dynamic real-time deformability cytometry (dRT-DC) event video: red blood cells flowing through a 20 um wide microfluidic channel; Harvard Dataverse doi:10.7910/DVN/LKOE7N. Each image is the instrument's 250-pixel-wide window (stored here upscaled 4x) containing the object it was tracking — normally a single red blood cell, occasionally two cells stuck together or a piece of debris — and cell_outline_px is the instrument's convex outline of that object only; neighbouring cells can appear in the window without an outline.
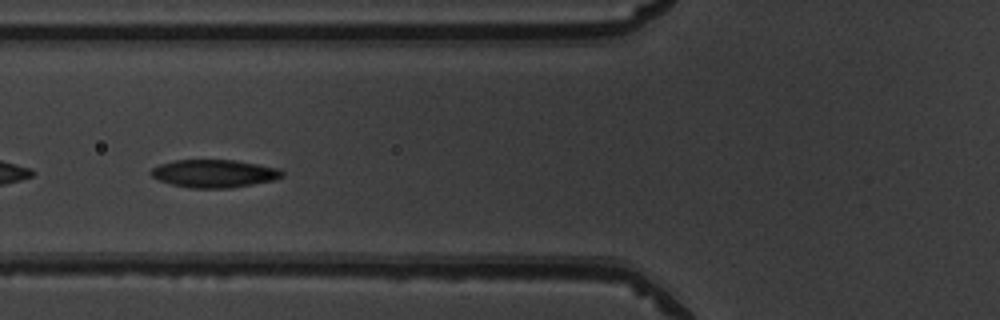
{"species": "common noctule bat (a hibernating species)", "species_latin": "Nyctalus noctula", "temperature_condition": "warm", "stored_images_in_passage": 38, "camera_frame_rate_fps": 3000, "um_per_image_px": 0.085, "animal": {"sex": "male", "body_mass_g": 19.5, "forearm_length_mm": 54.6}, "frame": {"image": 1, "passage_image": 6, "time_ms": 1.667, "image_size_px": [1000, 320], "cell_outline_px": [[284, 176], [276, 180], [232, 188], [192, 188], [172, 184], [160, 180], [152, 176], [148, 172], [152, 168], [160, 164], [176, 160], [236, 160], [280, 168], [284, 172]], "centroid_in_image_um": [18.26, 14.75], "position_along_channel_um": 107.5, "area_um2": 21.44}}
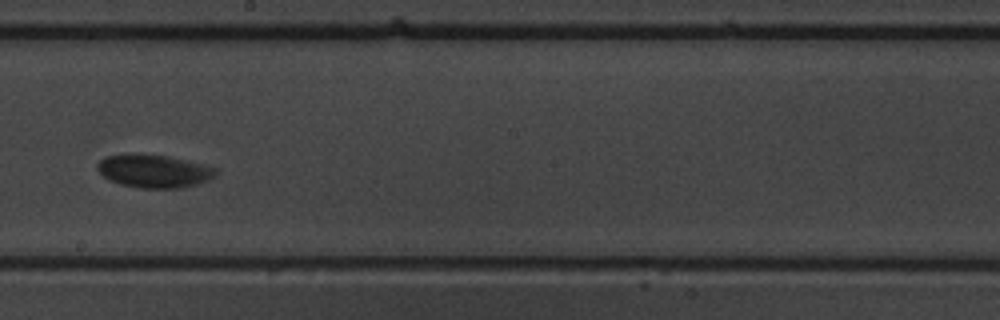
{"frame": {"image": 2, "passage_image": 16, "time_ms": 5.0, "image_size_px": [1000, 320], "cell_outline_px": [[216, 176], [208, 180], [196, 184], [180, 188], [140, 188], [120, 184], [108, 180], [96, 168], [96, 164], [100, 160], [108, 156], [168, 156], [216, 168]], "centroid_in_image_um": [13.09, 14.59], "position_along_channel_um": 235.1, "area_um2": 22.02}}
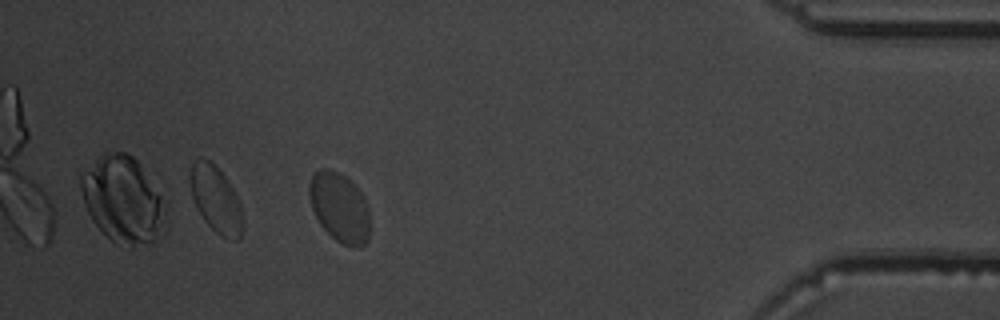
{"frame": {"image": 3, "passage_image": 33, "time_ms": 10.667, "image_size_px": [1000, 320], "cell_outline_px": [[368, 240], [364, 244], [356, 248], [352, 248], [336, 240], [320, 224], [312, 208], [308, 196], [308, 184], [312, 172], [320, 168], [328, 168], [344, 176], [356, 184], [368, 208]], "centroid_in_image_um": [28.83, 17.6], "position_along_channel_um": 406.4, "area_um2": 24.57}, "authors_computed_cell_mechanics": {"area_um2": 22.3686, "velocity_mm_per_s": 3.8283, "shape_relaxation_time_tau1_ms": 4.5157, "shape_relaxation_time_tau2_ms": null, "deformation_change_tau1": 0.1225, "deformation_change_tau2": null}}